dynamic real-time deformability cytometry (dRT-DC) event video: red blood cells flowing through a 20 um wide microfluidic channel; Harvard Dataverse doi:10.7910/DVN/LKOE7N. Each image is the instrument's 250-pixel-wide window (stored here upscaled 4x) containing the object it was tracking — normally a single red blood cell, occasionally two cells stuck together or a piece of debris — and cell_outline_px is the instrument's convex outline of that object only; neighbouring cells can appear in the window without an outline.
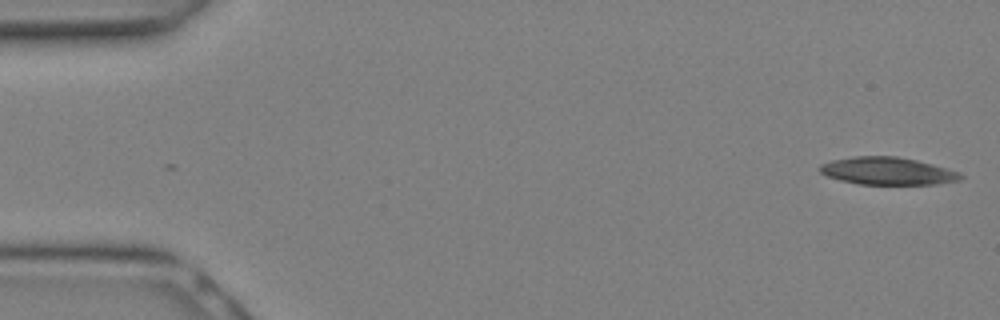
{"species": "Egyptian fruit bat (a non-hibernating species)", "species_latin": "Rousettus aegyptiacus", "temperature_condition": "warm", "stored_images_in_passage": 28, "camera_frame_rate_fps": 3000, "um_per_image_px": 0.085, "animal": {"sex": "female"}, "frame": {"image": 1, "passage_image": 1, "time_ms": 0.0, "image_size_px": [1000, 320], "cell_outline_px": [[964, 176], [960, 180], [936, 184], [860, 184], [840, 180], [828, 176], [820, 172], [816, 168], [820, 164], [832, 160], [856, 156], [896, 156], [916, 160], [932, 164], [960, 172]], "centroid_in_image_um": [75.42, 14.53], "position_along_channel_um": 9.6, "area_um2": 22.54}}
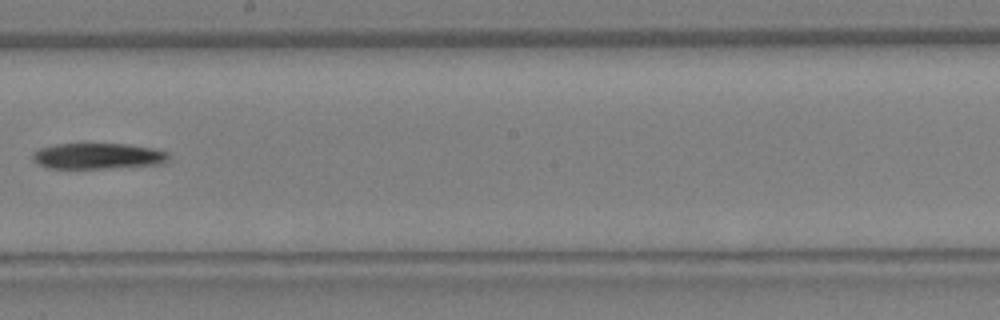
{"frame": {"image": 2, "passage_image": 16, "time_ms": 5.0, "image_size_px": [1000, 320], "cell_outline_px": [[168, 160], [160, 164], [104, 168], [48, 168], [32, 160], [32, 156], [40, 148], [56, 144], [128, 144], [152, 148], [168, 152]], "centroid_in_image_um": [8.32, 13.26], "position_along_channel_um": 239.9, "area_um2": 20.23}}
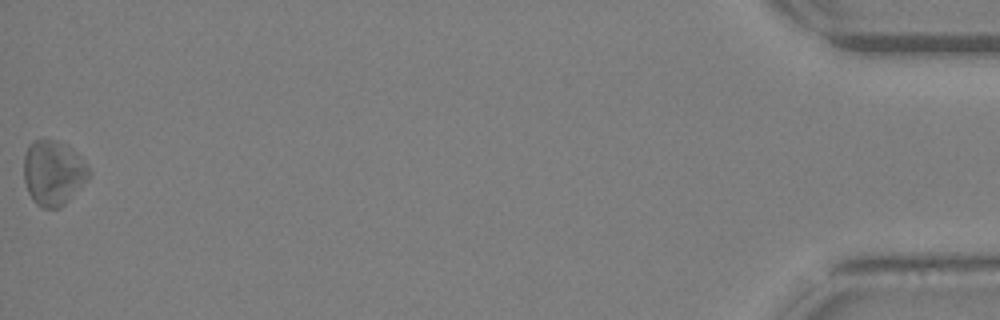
{"frame": {"image": 3, "passage_image": 28, "time_ms": 9.0, "image_size_px": [1000, 320], "cell_outline_px": [[92, 172], [88, 180], [60, 208], [44, 208], [36, 204], [32, 200], [28, 192], [24, 180], [24, 156], [28, 144], [32, 140], [56, 140], [68, 144], [80, 156]], "centroid_in_image_um": [4.53, 14.67], "position_along_channel_um": 430.7, "area_um2": 24.91}}